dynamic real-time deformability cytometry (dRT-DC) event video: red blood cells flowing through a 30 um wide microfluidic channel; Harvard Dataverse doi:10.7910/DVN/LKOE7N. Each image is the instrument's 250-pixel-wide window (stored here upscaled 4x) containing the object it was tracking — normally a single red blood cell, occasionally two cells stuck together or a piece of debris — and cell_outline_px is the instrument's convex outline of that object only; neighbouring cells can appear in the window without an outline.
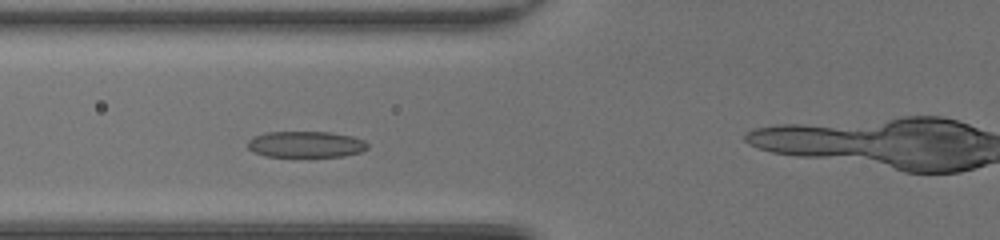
{"species": "common noctule bat (a hibernating species)", "species_latin": "Nyctalus noctula", "temperature_condition": "room temperature", "stored_images_in_passage": 45, "camera_frame_rate_fps": 3000, "um_per_image_px": 0.085, "animal": {"sex": "female", "body_mass_g": 20.0, "forearm_length_mm": 54.0}, "frame": {"image": 1, "passage_image": 15, "time_ms": 4.667, "image_size_px": [1000, 240], "cell_outline_px": [[368, 148], [360, 152], [344, 156], [264, 156], [252, 152], [248, 148], [248, 140], [252, 136], [264, 132], [328, 132], [352, 136], [364, 140], [368, 144]], "centroid_in_image_um": [25.96, 12.26], "position_along_channel_um": 99.8, "area_um2": 18.38}}
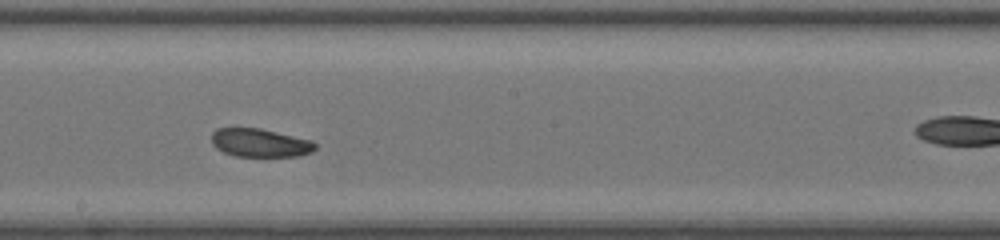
{"frame": {"image": 2, "passage_image": 24, "time_ms": 7.667, "image_size_px": [1000, 240], "cell_outline_px": [[316, 148], [312, 152], [300, 156], [236, 156], [224, 152], [216, 148], [212, 144], [212, 132], [216, 128], [260, 128], [312, 140], [316, 144]], "centroid_in_image_um": [22.11, 12.14], "position_along_channel_um": 226.1, "area_um2": 17.17}}
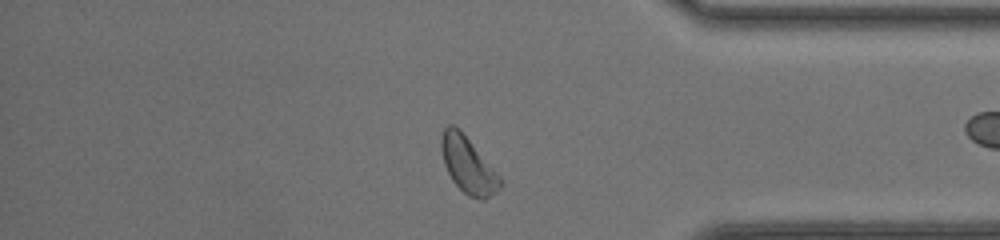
{"frame": {"image": 3, "passage_image": 37, "time_ms": 12.0, "image_size_px": [1000, 240], "cell_outline_px": [[504, 184], [496, 192], [484, 200], [480, 200], [468, 196], [452, 180], [444, 164], [440, 148], [440, 140], [444, 128], [448, 124], [452, 124], [460, 128], [500, 176]], "centroid_in_image_um": [39.78, 14.02], "position_along_channel_um": 395.4, "area_um2": 19.48}, "authors_computed_cell_mechanics": {"area_um2": 18.3226, "velocity_mm_per_s": 4.2168, "shape_relaxation_time_tau1_ms": 5.2003, "shape_relaxation_time_tau2_ms": 4.4525, "deformation_change_tau1": 0.1249, "deformation_change_tau2": 0.1212}}